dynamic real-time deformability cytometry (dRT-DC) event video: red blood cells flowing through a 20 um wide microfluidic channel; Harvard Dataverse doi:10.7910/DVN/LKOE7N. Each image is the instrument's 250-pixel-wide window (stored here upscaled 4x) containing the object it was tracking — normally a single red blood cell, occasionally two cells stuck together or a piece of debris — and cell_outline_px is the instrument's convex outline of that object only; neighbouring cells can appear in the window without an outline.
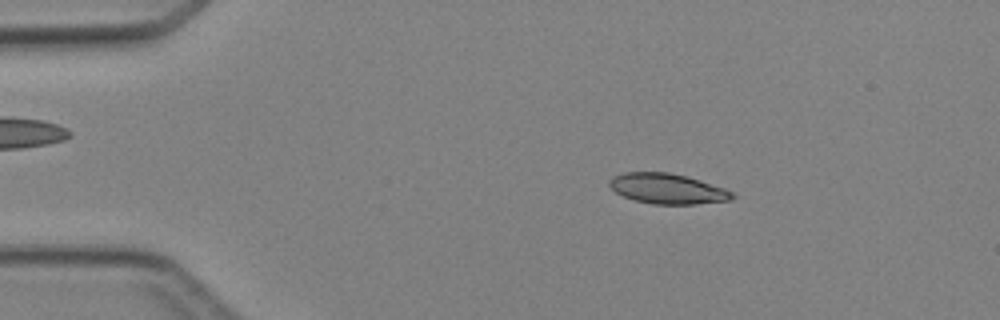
{"species": "Egyptian fruit bat (a non-hibernating species)", "species_latin": "Rousettus aegyptiacus", "temperature_condition": "cold", "stored_images_in_passage": 4, "camera_frame_rate_fps": 3000, "um_per_image_px": 0.085, "animal": {"sex": "female"}, "frame": {"image": 1, "passage_image": 2, "time_ms": 1.333, "image_size_px": [1000, 320], "cell_outline_px": [[736, 196], [732, 200], [696, 204], [652, 204], [636, 200], [624, 196], [616, 192], [608, 184], [608, 180], [612, 176], [624, 172], [668, 172], [688, 176], [724, 188], [732, 192]], "centroid_in_image_um": [56.74, 16.03], "position_along_channel_um": 28.3, "area_um2": 21.73}}
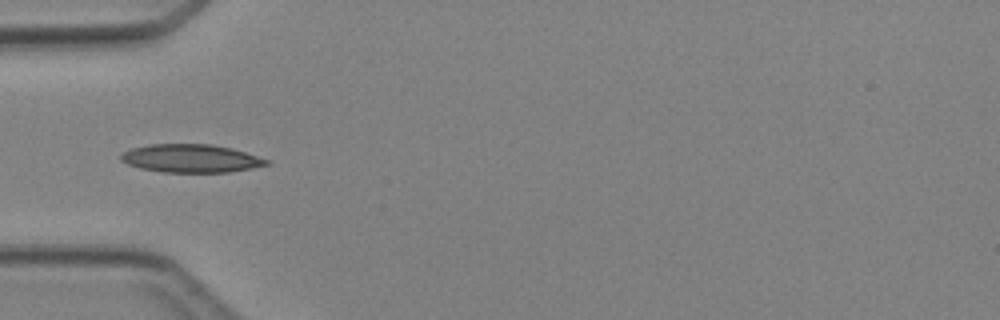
{"frame": {"image": 2, "passage_image": 4, "time_ms": 3.667, "image_size_px": [1000, 320], "cell_outline_px": [[272, 164], [228, 172], [164, 172], [140, 168], [128, 164], [120, 160], [120, 156], [124, 152], [132, 148], [148, 144], [212, 144], [232, 148], [268, 160]], "centroid_in_image_um": [16.21, 13.46], "position_along_channel_um": 68.8, "area_um2": 23.76}}